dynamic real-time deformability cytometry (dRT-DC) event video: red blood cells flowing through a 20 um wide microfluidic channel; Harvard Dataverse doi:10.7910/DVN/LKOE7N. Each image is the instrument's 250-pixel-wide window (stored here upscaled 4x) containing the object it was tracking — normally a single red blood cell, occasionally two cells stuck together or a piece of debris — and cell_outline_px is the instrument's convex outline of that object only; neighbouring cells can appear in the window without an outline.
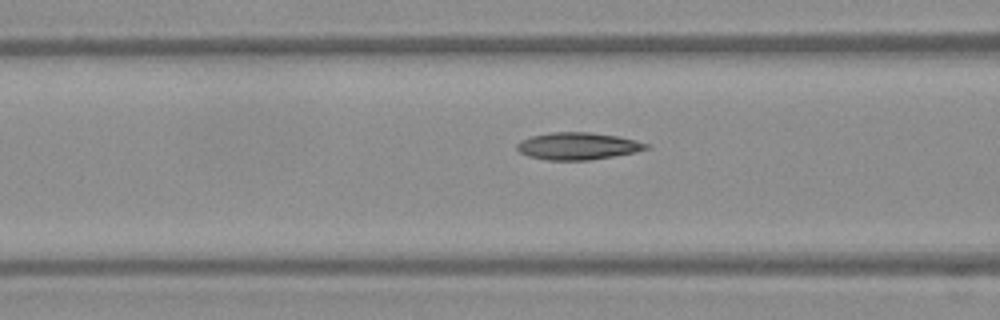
{"species": "Egyptian fruit bat (a non-hibernating species)", "species_latin": "Rousettus aegyptiacus", "temperature_condition": "warm", "stored_images_in_passage": 14, "camera_frame_rate_fps": 3000, "um_per_image_px": 0.085, "frame": {"image": 1, "passage_image": 12, "time_ms": 3.667, "image_size_px": [1000, 320], "cell_outline_px": [[652, 148], [612, 156], [588, 160], [548, 160], [528, 156], [520, 152], [516, 148], [516, 144], [520, 140], [532, 136], [552, 132], [592, 132], [616, 136], [636, 140], [648, 144]], "centroid_in_image_um": [49.09, 12.41], "position_along_channel_um": 117.5, "area_um2": 20.35}}